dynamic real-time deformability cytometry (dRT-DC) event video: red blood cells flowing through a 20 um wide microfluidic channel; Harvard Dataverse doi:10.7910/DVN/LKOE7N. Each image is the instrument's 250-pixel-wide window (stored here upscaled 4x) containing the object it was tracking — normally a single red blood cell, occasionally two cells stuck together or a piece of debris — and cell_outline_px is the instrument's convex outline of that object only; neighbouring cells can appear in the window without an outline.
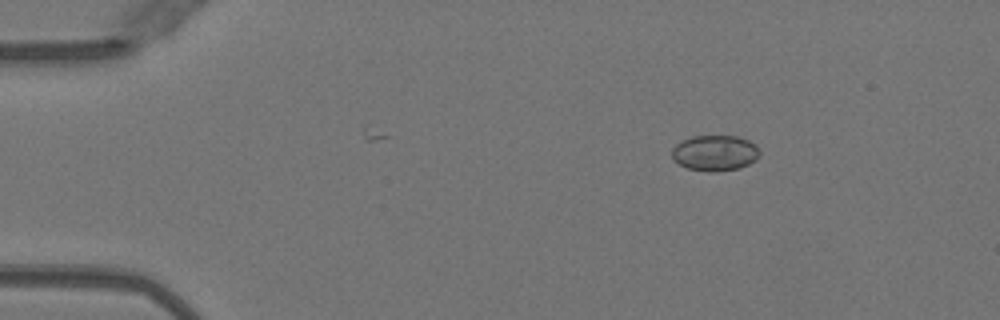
{"species": "Egyptian fruit bat (a non-hibernating species)", "species_latin": "Rousettus aegyptiacus", "temperature_condition": "warm", "stored_images_in_passage": 9, "camera_frame_rate_fps": 3000, "um_per_image_px": 0.085, "animal": {"sex": "female"}, "frame": {"image": 1, "passage_image": 7, "time_ms": 2.0, "image_size_px": [1000, 320], "cell_outline_px": [[760, 156], [756, 160], [740, 168], [716, 172], [708, 172], [688, 168], [672, 160], [672, 148], [676, 144], [692, 136], [736, 136], [748, 140], [756, 144], [760, 152]], "centroid_in_image_um": [60.78, 13.01], "position_along_channel_um": 24.2, "area_um2": 18.38}}